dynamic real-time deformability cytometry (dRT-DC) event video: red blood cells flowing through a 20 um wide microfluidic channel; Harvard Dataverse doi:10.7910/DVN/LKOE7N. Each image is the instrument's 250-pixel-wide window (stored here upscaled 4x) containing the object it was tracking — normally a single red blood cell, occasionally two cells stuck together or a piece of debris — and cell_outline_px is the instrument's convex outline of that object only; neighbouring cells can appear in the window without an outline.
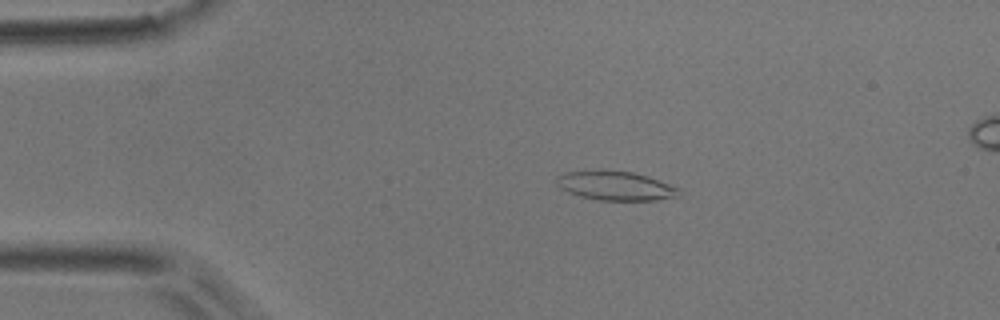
{"species": "common noctule bat (a hibernating species)", "species_latin": "Nyctalus noctula", "temperature_condition": "room temperature", "stored_images_in_passage": 48, "camera_frame_rate_fps": 3000, "um_per_image_px": 0.085, "animal": {"sex": "male", "body_mass_g": 17.9}, "frame": {"image": 1, "passage_image": 7, "time_ms": 2.0, "image_size_px": [1000, 320], "cell_outline_px": [[680, 188], [676, 196], [656, 200], [600, 200], [580, 196], [568, 192], [560, 188], [556, 184], [556, 176], [564, 172], [600, 168], [632, 172], [648, 176]], "centroid_in_image_um": [52.24, 15.75], "position_along_channel_um": 32.8, "area_um2": 21.1}}
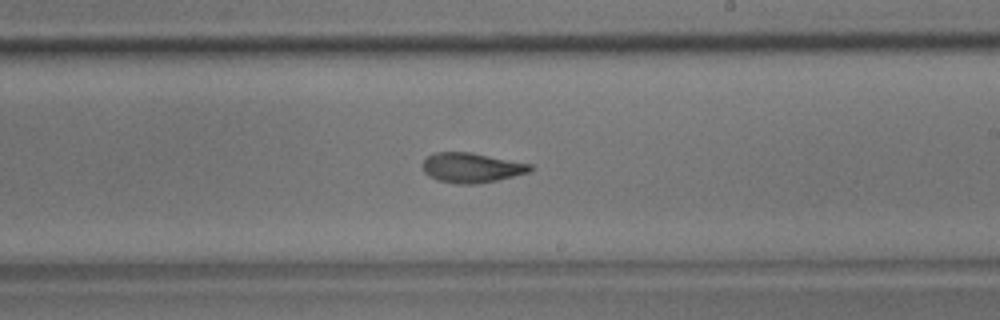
{"frame": {"image": 2, "passage_image": 27, "time_ms": 8.667, "image_size_px": [1000, 320], "cell_outline_px": [[536, 168], [528, 172], [496, 180], [476, 184], [456, 184], [436, 180], [428, 176], [424, 172], [424, 160], [428, 156], [436, 152], [472, 152], [532, 164]], "centroid_in_image_um": [40.09, 14.25], "position_along_channel_um": 248.9, "area_um2": 18.73}}
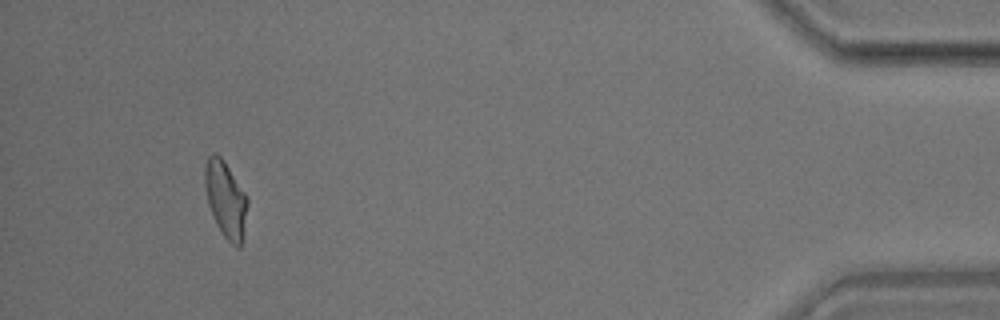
{"frame": {"image": 3, "passage_image": 45, "time_ms": 14.667, "image_size_px": [1000, 320], "cell_outline_px": [[248, 204], [244, 240], [240, 248], [236, 248], [224, 236], [216, 224], [208, 204], [204, 184], [204, 168], [208, 156], [212, 152], [216, 152], [224, 160], [244, 192], [248, 200]], "centroid_in_image_um": [19.19, 16.96], "position_along_channel_um": 416.0, "area_um2": 19.25}, "authors_computed_cell_mechanics": {"area_um2": 18.9006, "velocity_mm_per_s": 3.9078, "shape_relaxation_time_tau1_ms": 9.1948, "shape_relaxation_time_tau2_ms": 2.404, "deformation_change_tau1": 0.2431, "deformation_change_tau2": 0.0993}}